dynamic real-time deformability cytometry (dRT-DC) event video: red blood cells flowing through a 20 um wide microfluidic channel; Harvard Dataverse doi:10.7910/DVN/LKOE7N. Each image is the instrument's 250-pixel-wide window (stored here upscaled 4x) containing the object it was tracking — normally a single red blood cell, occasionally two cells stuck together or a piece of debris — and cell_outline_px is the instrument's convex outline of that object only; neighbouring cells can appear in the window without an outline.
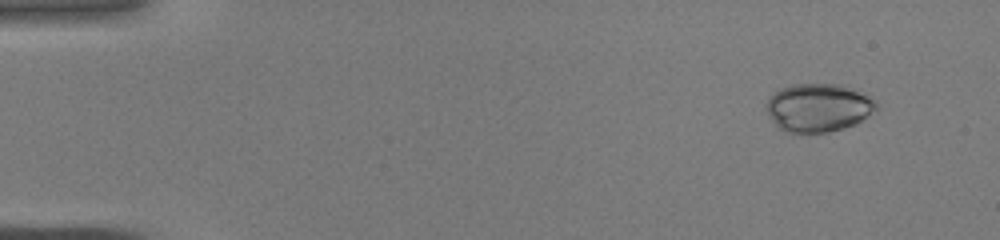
{"species": "common noctule bat (a hibernating species)", "species_latin": "Nyctalus noctula", "temperature_condition": "warm", "stored_images_in_passage": 43, "camera_frame_rate_fps": 3000, "um_per_image_px": 0.085, "animal": {"sex": "male", "body_mass_g": 19.0, "forearm_length_mm": 50.8}, "frame": {"image": 1, "passage_image": 2, "time_ms": 0.333, "image_size_px": [1000, 240], "cell_outline_px": [[876, 108], [856, 124], [828, 132], [784, 132], [772, 120], [764, 108], [764, 104], [780, 88], [792, 84], [840, 84], [876, 100]], "centroid_in_image_um": [69.5, 9.15], "position_along_channel_um": 15.5, "area_um2": 30.52}}
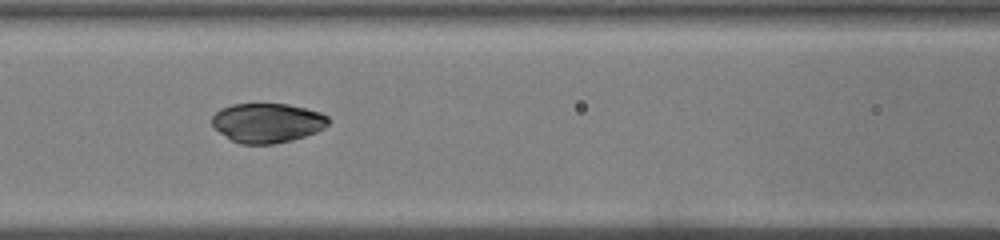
{"frame": {"image": 2, "passage_image": 18, "time_ms": 5.667, "image_size_px": [1000, 240], "cell_outline_px": [[328, 124], [324, 128], [316, 132], [292, 140], [272, 144], [240, 144], [232, 140], [220, 132], [212, 124], [212, 116], [220, 108], [232, 104], [288, 104], [320, 112], [328, 116]], "centroid_in_image_um": [22.72, 10.44], "position_along_channel_um": 143.9, "area_um2": 26.65}}
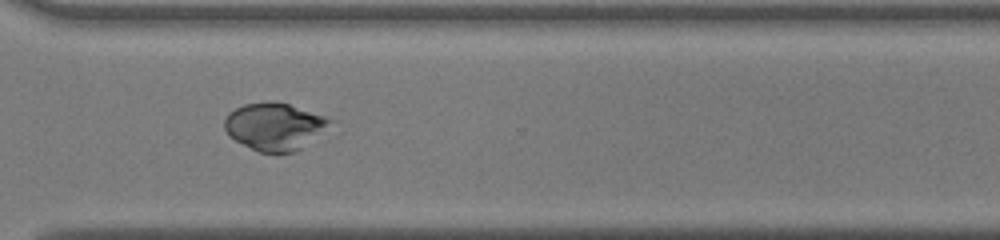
{"frame": {"image": 3, "passage_image": 31, "time_ms": 10.0, "image_size_px": [1000, 240], "cell_outline_px": [[336, 120], [300, 148], [292, 152], [276, 156], [260, 152], [228, 136], [224, 128], [224, 120], [228, 112], [244, 104], [268, 100], [272, 100], [288, 104]], "centroid_in_image_um": [23.29, 10.75], "position_along_channel_um": 347.3, "area_um2": 29.19}}